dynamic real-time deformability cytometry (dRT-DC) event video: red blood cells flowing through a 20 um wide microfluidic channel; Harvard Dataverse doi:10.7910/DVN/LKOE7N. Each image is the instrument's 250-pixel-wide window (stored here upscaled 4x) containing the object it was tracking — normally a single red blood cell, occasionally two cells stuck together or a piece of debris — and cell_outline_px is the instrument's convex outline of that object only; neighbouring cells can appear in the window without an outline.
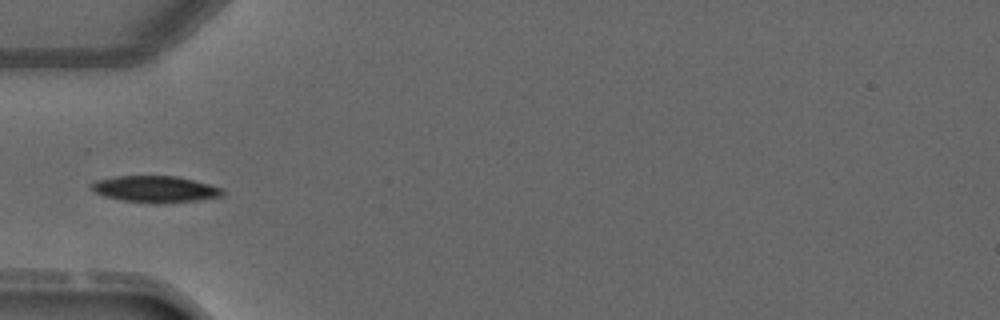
{"species": "common noctule bat (a hibernating species)", "species_latin": "Nyctalus noctula", "temperature_condition": "warm", "stored_images_in_passage": 5, "camera_frame_rate_fps": 3000, "um_per_image_px": 0.085, "animal": {"sex": "male", "forearm_length_mm": 52.5}, "frame": {"image": 1, "passage_image": 4, "time_ms": 3.667, "image_size_px": [1000, 320], "cell_outline_px": [[224, 192], [220, 196], [196, 200], [164, 204], [152, 204], [120, 200], [104, 196], [96, 192], [88, 184], [96, 180], [116, 176], [176, 176], [208, 184], [220, 188]], "centroid_in_image_um": [13.13, 16.09], "position_along_channel_um": 71.9, "area_um2": 20.23}}
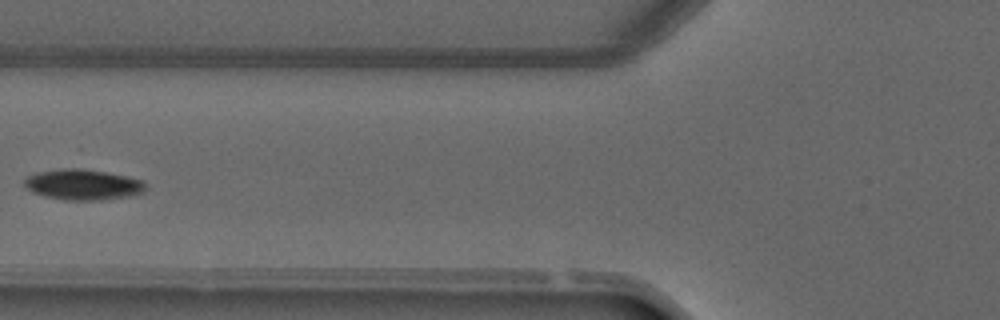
{"frame": {"image": 2, "passage_image": 5, "time_ms": 4.667, "image_size_px": [1000, 320], "cell_outline_px": [[148, 188], [144, 192], [128, 196], [104, 200], [64, 200], [44, 196], [32, 192], [24, 184], [24, 180], [28, 176], [40, 172], [64, 168], [80, 168], [104, 172], [144, 180]], "centroid_in_image_um": [7.08, 15.7], "position_along_channel_um": 118.7, "area_um2": 21.56}}